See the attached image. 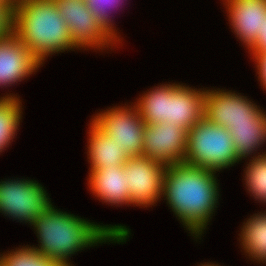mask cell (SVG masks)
<instances>
[{
	"instance_id": "cell-1",
	"label": "cell",
	"mask_w": 266,
	"mask_h": 266,
	"mask_svg": "<svg viewBox=\"0 0 266 266\" xmlns=\"http://www.w3.org/2000/svg\"><path fill=\"white\" fill-rule=\"evenodd\" d=\"M39 247H32L40 255L62 266H72L69 256L103 242H125L130 231L122 225H98L73 214L62 212L52 205L34 220Z\"/></svg>"
},
{
	"instance_id": "cell-2",
	"label": "cell",
	"mask_w": 266,
	"mask_h": 266,
	"mask_svg": "<svg viewBox=\"0 0 266 266\" xmlns=\"http://www.w3.org/2000/svg\"><path fill=\"white\" fill-rule=\"evenodd\" d=\"M215 171L179 163L164 170L162 195L194 237L204 232L215 208L219 187Z\"/></svg>"
},
{
	"instance_id": "cell-3",
	"label": "cell",
	"mask_w": 266,
	"mask_h": 266,
	"mask_svg": "<svg viewBox=\"0 0 266 266\" xmlns=\"http://www.w3.org/2000/svg\"><path fill=\"white\" fill-rule=\"evenodd\" d=\"M12 32L43 64L50 54L77 49L55 0H22L12 12Z\"/></svg>"
},
{
	"instance_id": "cell-4",
	"label": "cell",
	"mask_w": 266,
	"mask_h": 266,
	"mask_svg": "<svg viewBox=\"0 0 266 266\" xmlns=\"http://www.w3.org/2000/svg\"><path fill=\"white\" fill-rule=\"evenodd\" d=\"M238 163L230 132L201 119L189 131L184 164L219 171Z\"/></svg>"
},
{
	"instance_id": "cell-5",
	"label": "cell",
	"mask_w": 266,
	"mask_h": 266,
	"mask_svg": "<svg viewBox=\"0 0 266 266\" xmlns=\"http://www.w3.org/2000/svg\"><path fill=\"white\" fill-rule=\"evenodd\" d=\"M47 194L36 180L1 181L0 212L32 226L34 220L52 206Z\"/></svg>"
},
{
	"instance_id": "cell-6",
	"label": "cell",
	"mask_w": 266,
	"mask_h": 266,
	"mask_svg": "<svg viewBox=\"0 0 266 266\" xmlns=\"http://www.w3.org/2000/svg\"><path fill=\"white\" fill-rule=\"evenodd\" d=\"M76 48L109 47L120 42L90 12L86 0H55ZM109 45V46H108Z\"/></svg>"
},
{
	"instance_id": "cell-7",
	"label": "cell",
	"mask_w": 266,
	"mask_h": 266,
	"mask_svg": "<svg viewBox=\"0 0 266 266\" xmlns=\"http://www.w3.org/2000/svg\"><path fill=\"white\" fill-rule=\"evenodd\" d=\"M92 122L114 139L130 158L142 156L146 124L135 106L109 108L94 116Z\"/></svg>"
},
{
	"instance_id": "cell-8",
	"label": "cell",
	"mask_w": 266,
	"mask_h": 266,
	"mask_svg": "<svg viewBox=\"0 0 266 266\" xmlns=\"http://www.w3.org/2000/svg\"><path fill=\"white\" fill-rule=\"evenodd\" d=\"M188 130L173 122L146 124L142 156L165 167L183 163Z\"/></svg>"
},
{
	"instance_id": "cell-9",
	"label": "cell",
	"mask_w": 266,
	"mask_h": 266,
	"mask_svg": "<svg viewBox=\"0 0 266 266\" xmlns=\"http://www.w3.org/2000/svg\"><path fill=\"white\" fill-rule=\"evenodd\" d=\"M135 206L154 205L162 196L165 166L144 156L129 158L123 166Z\"/></svg>"
},
{
	"instance_id": "cell-10",
	"label": "cell",
	"mask_w": 266,
	"mask_h": 266,
	"mask_svg": "<svg viewBox=\"0 0 266 266\" xmlns=\"http://www.w3.org/2000/svg\"><path fill=\"white\" fill-rule=\"evenodd\" d=\"M262 111L247 97L236 94L235 91L206 90L204 118L227 130L234 123L252 121Z\"/></svg>"
},
{
	"instance_id": "cell-11",
	"label": "cell",
	"mask_w": 266,
	"mask_h": 266,
	"mask_svg": "<svg viewBox=\"0 0 266 266\" xmlns=\"http://www.w3.org/2000/svg\"><path fill=\"white\" fill-rule=\"evenodd\" d=\"M41 61L11 31L0 38V86H10L38 70ZM10 84V85H9Z\"/></svg>"
},
{
	"instance_id": "cell-12",
	"label": "cell",
	"mask_w": 266,
	"mask_h": 266,
	"mask_svg": "<svg viewBox=\"0 0 266 266\" xmlns=\"http://www.w3.org/2000/svg\"><path fill=\"white\" fill-rule=\"evenodd\" d=\"M206 90L176 84L167 92L166 122L190 130L204 118Z\"/></svg>"
},
{
	"instance_id": "cell-13",
	"label": "cell",
	"mask_w": 266,
	"mask_h": 266,
	"mask_svg": "<svg viewBox=\"0 0 266 266\" xmlns=\"http://www.w3.org/2000/svg\"><path fill=\"white\" fill-rule=\"evenodd\" d=\"M225 4L230 25L250 50L266 20V0H225Z\"/></svg>"
},
{
	"instance_id": "cell-14",
	"label": "cell",
	"mask_w": 266,
	"mask_h": 266,
	"mask_svg": "<svg viewBox=\"0 0 266 266\" xmlns=\"http://www.w3.org/2000/svg\"><path fill=\"white\" fill-rule=\"evenodd\" d=\"M88 183L92 193L111 206L131 204L127 175H125L123 166L91 169Z\"/></svg>"
},
{
	"instance_id": "cell-15",
	"label": "cell",
	"mask_w": 266,
	"mask_h": 266,
	"mask_svg": "<svg viewBox=\"0 0 266 266\" xmlns=\"http://www.w3.org/2000/svg\"><path fill=\"white\" fill-rule=\"evenodd\" d=\"M88 159L90 169H99L106 166H124L130 158L125 150L104 134L92 121H90Z\"/></svg>"
},
{
	"instance_id": "cell-16",
	"label": "cell",
	"mask_w": 266,
	"mask_h": 266,
	"mask_svg": "<svg viewBox=\"0 0 266 266\" xmlns=\"http://www.w3.org/2000/svg\"><path fill=\"white\" fill-rule=\"evenodd\" d=\"M228 131L240 161L266 141V114L262 111L250 122L234 123Z\"/></svg>"
},
{
	"instance_id": "cell-17",
	"label": "cell",
	"mask_w": 266,
	"mask_h": 266,
	"mask_svg": "<svg viewBox=\"0 0 266 266\" xmlns=\"http://www.w3.org/2000/svg\"><path fill=\"white\" fill-rule=\"evenodd\" d=\"M243 224L239 234L243 250L250 258L266 264V213L255 214Z\"/></svg>"
},
{
	"instance_id": "cell-18",
	"label": "cell",
	"mask_w": 266,
	"mask_h": 266,
	"mask_svg": "<svg viewBox=\"0 0 266 266\" xmlns=\"http://www.w3.org/2000/svg\"><path fill=\"white\" fill-rule=\"evenodd\" d=\"M175 84L155 87L142 95L134 106L145 124L166 122L167 92Z\"/></svg>"
},
{
	"instance_id": "cell-19",
	"label": "cell",
	"mask_w": 266,
	"mask_h": 266,
	"mask_svg": "<svg viewBox=\"0 0 266 266\" xmlns=\"http://www.w3.org/2000/svg\"><path fill=\"white\" fill-rule=\"evenodd\" d=\"M21 102L15 95L0 98V152L8 147L18 130L21 117Z\"/></svg>"
},
{
	"instance_id": "cell-20",
	"label": "cell",
	"mask_w": 266,
	"mask_h": 266,
	"mask_svg": "<svg viewBox=\"0 0 266 266\" xmlns=\"http://www.w3.org/2000/svg\"><path fill=\"white\" fill-rule=\"evenodd\" d=\"M245 169V181L253 197L266 203V154L253 156Z\"/></svg>"
},
{
	"instance_id": "cell-21",
	"label": "cell",
	"mask_w": 266,
	"mask_h": 266,
	"mask_svg": "<svg viewBox=\"0 0 266 266\" xmlns=\"http://www.w3.org/2000/svg\"><path fill=\"white\" fill-rule=\"evenodd\" d=\"M0 256H2L0 257V266H62L52 259L40 255L28 245Z\"/></svg>"
},
{
	"instance_id": "cell-22",
	"label": "cell",
	"mask_w": 266,
	"mask_h": 266,
	"mask_svg": "<svg viewBox=\"0 0 266 266\" xmlns=\"http://www.w3.org/2000/svg\"><path fill=\"white\" fill-rule=\"evenodd\" d=\"M121 0H86L90 12L98 19L102 26L116 39L119 37L115 29H113L112 20L110 14L112 8L120 6ZM108 9V10H107ZM109 11V12H108Z\"/></svg>"
},
{
	"instance_id": "cell-23",
	"label": "cell",
	"mask_w": 266,
	"mask_h": 266,
	"mask_svg": "<svg viewBox=\"0 0 266 266\" xmlns=\"http://www.w3.org/2000/svg\"><path fill=\"white\" fill-rule=\"evenodd\" d=\"M12 12L8 6L0 5V38L12 31Z\"/></svg>"
},
{
	"instance_id": "cell-24",
	"label": "cell",
	"mask_w": 266,
	"mask_h": 266,
	"mask_svg": "<svg viewBox=\"0 0 266 266\" xmlns=\"http://www.w3.org/2000/svg\"><path fill=\"white\" fill-rule=\"evenodd\" d=\"M253 59L255 58L259 80L261 81V86L266 89V52L251 53Z\"/></svg>"
},
{
	"instance_id": "cell-25",
	"label": "cell",
	"mask_w": 266,
	"mask_h": 266,
	"mask_svg": "<svg viewBox=\"0 0 266 266\" xmlns=\"http://www.w3.org/2000/svg\"><path fill=\"white\" fill-rule=\"evenodd\" d=\"M249 51L251 53L266 52V20L264 21L262 29H260V35L255 45Z\"/></svg>"
},
{
	"instance_id": "cell-26",
	"label": "cell",
	"mask_w": 266,
	"mask_h": 266,
	"mask_svg": "<svg viewBox=\"0 0 266 266\" xmlns=\"http://www.w3.org/2000/svg\"><path fill=\"white\" fill-rule=\"evenodd\" d=\"M0 5L8 6L13 11L16 4L13 0H0Z\"/></svg>"
},
{
	"instance_id": "cell-27",
	"label": "cell",
	"mask_w": 266,
	"mask_h": 266,
	"mask_svg": "<svg viewBox=\"0 0 266 266\" xmlns=\"http://www.w3.org/2000/svg\"><path fill=\"white\" fill-rule=\"evenodd\" d=\"M200 266V265H199ZM201 266H219L218 264H214V263H208V264H201Z\"/></svg>"
},
{
	"instance_id": "cell-28",
	"label": "cell",
	"mask_w": 266,
	"mask_h": 266,
	"mask_svg": "<svg viewBox=\"0 0 266 266\" xmlns=\"http://www.w3.org/2000/svg\"><path fill=\"white\" fill-rule=\"evenodd\" d=\"M14 1V3L16 4V3H18V2H21L22 0H13Z\"/></svg>"
}]
</instances>
